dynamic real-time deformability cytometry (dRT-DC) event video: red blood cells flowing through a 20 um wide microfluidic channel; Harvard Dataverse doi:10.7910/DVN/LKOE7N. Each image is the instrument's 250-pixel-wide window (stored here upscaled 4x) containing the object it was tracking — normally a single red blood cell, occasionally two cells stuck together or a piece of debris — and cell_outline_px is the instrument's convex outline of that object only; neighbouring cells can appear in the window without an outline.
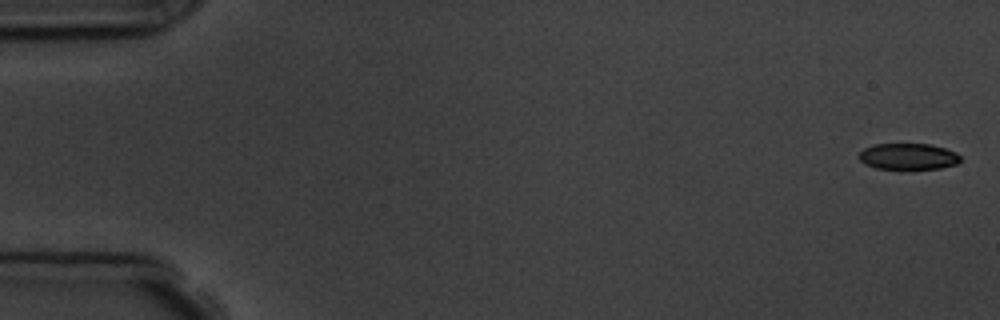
{"species": "common noctule bat (a hibernating species)", "species_latin": "Nyctalus noctula", "temperature_condition": "room temperature", "stored_images_in_passage": 6, "camera_frame_rate_fps": 3000, "um_per_image_px": 0.085, "animal": {"sex": "male", "body_mass_g": 19.5, "forearm_length_mm": 54.6}, "frame": {"image": 1, "passage_image": 1, "time_ms": 0.0, "image_size_px": [1000, 320], "cell_outline_px": [[960, 160], [956, 164], [940, 168], [876, 168], [864, 164], [856, 156], [864, 148], [872, 144], [932, 144], [956, 152], [960, 156]], "centroid_in_image_um": [77.16, 13.28], "position_along_channel_um": 7.8, "area_um2": 15.43}}
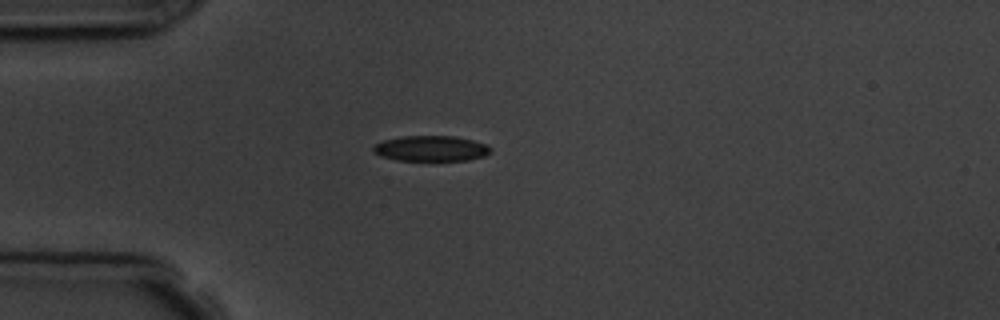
{"frame": {"image": 2, "passage_image": 5, "time_ms": 4.667, "image_size_px": [1000, 320], "cell_outline_px": [[492, 152], [484, 156], [468, 160], [396, 160], [380, 156], [372, 152], [372, 148], [380, 140], [404, 136], [456, 136], [488, 144], [492, 148]], "centroid_in_image_um": [36.64, 12.61], "position_along_channel_um": 48.4, "area_um2": 17.63}}